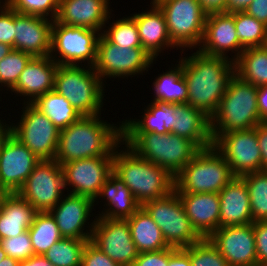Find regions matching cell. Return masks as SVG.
<instances>
[{"instance_id":"1","label":"cell","mask_w":267,"mask_h":266,"mask_svg":"<svg viewBox=\"0 0 267 266\" xmlns=\"http://www.w3.org/2000/svg\"><path fill=\"white\" fill-rule=\"evenodd\" d=\"M180 53L188 91L187 104L211 118L235 75L234 62L222 56L204 54L198 49L189 57L182 55V51Z\"/></svg>"},{"instance_id":"2","label":"cell","mask_w":267,"mask_h":266,"mask_svg":"<svg viewBox=\"0 0 267 266\" xmlns=\"http://www.w3.org/2000/svg\"><path fill=\"white\" fill-rule=\"evenodd\" d=\"M101 116H82L60 130L55 160L61 166L85 158L113 157L114 149L122 142V124H110Z\"/></svg>"},{"instance_id":"3","label":"cell","mask_w":267,"mask_h":266,"mask_svg":"<svg viewBox=\"0 0 267 266\" xmlns=\"http://www.w3.org/2000/svg\"><path fill=\"white\" fill-rule=\"evenodd\" d=\"M113 172L141 206L147 201L167 196L175 188V178L166 169L138 157L123 142L114 149Z\"/></svg>"},{"instance_id":"4","label":"cell","mask_w":267,"mask_h":266,"mask_svg":"<svg viewBox=\"0 0 267 266\" xmlns=\"http://www.w3.org/2000/svg\"><path fill=\"white\" fill-rule=\"evenodd\" d=\"M258 87L234 75L210 118L213 142L224 133L255 128L264 122L257 106Z\"/></svg>"},{"instance_id":"5","label":"cell","mask_w":267,"mask_h":266,"mask_svg":"<svg viewBox=\"0 0 267 266\" xmlns=\"http://www.w3.org/2000/svg\"><path fill=\"white\" fill-rule=\"evenodd\" d=\"M122 142L138 157L159 165L175 177L200 150L174 133H122Z\"/></svg>"},{"instance_id":"6","label":"cell","mask_w":267,"mask_h":266,"mask_svg":"<svg viewBox=\"0 0 267 266\" xmlns=\"http://www.w3.org/2000/svg\"><path fill=\"white\" fill-rule=\"evenodd\" d=\"M105 85L94 68L89 66L59 65L54 76V90L82 116L101 114L106 96Z\"/></svg>"},{"instance_id":"7","label":"cell","mask_w":267,"mask_h":266,"mask_svg":"<svg viewBox=\"0 0 267 266\" xmlns=\"http://www.w3.org/2000/svg\"><path fill=\"white\" fill-rule=\"evenodd\" d=\"M174 178L177 193H219L235 176L212 145L200 149Z\"/></svg>"},{"instance_id":"8","label":"cell","mask_w":267,"mask_h":266,"mask_svg":"<svg viewBox=\"0 0 267 266\" xmlns=\"http://www.w3.org/2000/svg\"><path fill=\"white\" fill-rule=\"evenodd\" d=\"M171 42L182 52L198 48L204 35L207 13L198 0H161ZM187 48V49H186Z\"/></svg>"},{"instance_id":"9","label":"cell","mask_w":267,"mask_h":266,"mask_svg":"<svg viewBox=\"0 0 267 266\" xmlns=\"http://www.w3.org/2000/svg\"><path fill=\"white\" fill-rule=\"evenodd\" d=\"M100 35L101 32L94 29L68 26L54 20L50 57L58 65L93 67Z\"/></svg>"},{"instance_id":"10","label":"cell","mask_w":267,"mask_h":266,"mask_svg":"<svg viewBox=\"0 0 267 266\" xmlns=\"http://www.w3.org/2000/svg\"><path fill=\"white\" fill-rule=\"evenodd\" d=\"M142 207L161 229L169 247L184 249L202 239L192 227L175 190L163 198L145 202Z\"/></svg>"},{"instance_id":"11","label":"cell","mask_w":267,"mask_h":266,"mask_svg":"<svg viewBox=\"0 0 267 266\" xmlns=\"http://www.w3.org/2000/svg\"><path fill=\"white\" fill-rule=\"evenodd\" d=\"M18 122L9 123L10 133L40 160H54L59 130L32 103H25Z\"/></svg>"},{"instance_id":"12","label":"cell","mask_w":267,"mask_h":266,"mask_svg":"<svg viewBox=\"0 0 267 266\" xmlns=\"http://www.w3.org/2000/svg\"><path fill=\"white\" fill-rule=\"evenodd\" d=\"M154 63L156 60L143 48L118 47L101 33L97 43V59L93 68L101 81L106 83L107 78L118 77L128 80L129 76L143 75V72L146 74Z\"/></svg>"},{"instance_id":"13","label":"cell","mask_w":267,"mask_h":266,"mask_svg":"<svg viewBox=\"0 0 267 266\" xmlns=\"http://www.w3.org/2000/svg\"><path fill=\"white\" fill-rule=\"evenodd\" d=\"M62 166L54 160H41L17 192L38 212H49L64 196Z\"/></svg>"},{"instance_id":"14","label":"cell","mask_w":267,"mask_h":266,"mask_svg":"<svg viewBox=\"0 0 267 266\" xmlns=\"http://www.w3.org/2000/svg\"><path fill=\"white\" fill-rule=\"evenodd\" d=\"M213 146L223 155L235 177L262 171L256 127L221 134Z\"/></svg>"},{"instance_id":"15","label":"cell","mask_w":267,"mask_h":266,"mask_svg":"<svg viewBox=\"0 0 267 266\" xmlns=\"http://www.w3.org/2000/svg\"><path fill=\"white\" fill-rule=\"evenodd\" d=\"M62 170L64 187L69 194L84 196L96 201L101 187L113 171V157L74 160L63 164Z\"/></svg>"},{"instance_id":"16","label":"cell","mask_w":267,"mask_h":266,"mask_svg":"<svg viewBox=\"0 0 267 266\" xmlns=\"http://www.w3.org/2000/svg\"><path fill=\"white\" fill-rule=\"evenodd\" d=\"M91 242L121 266H132L139 254L127 220L96 217Z\"/></svg>"},{"instance_id":"17","label":"cell","mask_w":267,"mask_h":266,"mask_svg":"<svg viewBox=\"0 0 267 266\" xmlns=\"http://www.w3.org/2000/svg\"><path fill=\"white\" fill-rule=\"evenodd\" d=\"M41 160L9 133L0 148V189L17 193Z\"/></svg>"},{"instance_id":"18","label":"cell","mask_w":267,"mask_h":266,"mask_svg":"<svg viewBox=\"0 0 267 266\" xmlns=\"http://www.w3.org/2000/svg\"><path fill=\"white\" fill-rule=\"evenodd\" d=\"M65 195L49 211L55 219L62 237L91 241L96 216L93 221L90 220V217L94 216L92 211L96 205L95 202L80 195L69 193Z\"/></svg>"},{"instance_id":"19","label":"cell","mask_w":267,"mask_h":266,"mask_svg":"<svg viewBox=\"0 0 267 266\" xmlns=\"http://www.w3.org/2000/svg\"><path fill=\"white\" fill-rule=\"evenodd\" d=\"M208 239L230 266H258L253 223L218 228Z\"/></svg>"},{"instance_id":"20","label":"cell","mask_w":267,"mask_h":266,"mask_svg":"<svg viewBox=\"0 0 267 266\" xmlns=\"http://www.w3.org/2000/svg\"><path fill=\"white\" fill-rule=\"evenodd\" d=\"M198 50L210 56H222L233 62L245 50L239 43L234 12L207 14L204 35ZM233 52L231 58L227 53Z\"/></svg>"},{"instance_id":"21","label":"cell","mask_w":267,"mask_h":266,"mask_svg":"<svg viewBox=\"0 0 267 266\" xmlns=\"http://www.w3.org/2000/svg\"><path fill=\"white\" fill-rule=\"evenodd\" d=\"M54 20L15 11L14 49L32 57L50 56Z\"/></svg>"},{"instance_id":"22","label":"cell","mask_w":267,"mask_h":266,"mask_svg":"<svg viewBox=\"0 0 267 266\" xmlns=\"http://www.w3.org/2000/svg\"><path fill=\"white\" fill-rule=\"evenodd\" d=\"M110 0H59L56 21L103 32L113 15Z\"/></svg>"},{"instance_id":"23","label":"cell","mask_w":267,"mask_h":266,"mask_svg":"<svg viewBox=\"0 0 267 266\" xmlns=\"http://www.w3.org/2000/svg\"><path fill=\"white\" fill-rule=\"evenodd\" d=\"M58 66L50 56L32 57L10 90L11 93H15V97L23 96L22 104L34 102L38 97L54 90V76Z\"/></svg>"},{"instance_id":"24","label":"cell","mask_w":267,"mask_h":266,"mask_svg":"<svg viewBox=\"0 0 267 266\" xmlns=\"http://www.w3.org/2000/svg\"><path fill=\"white\" fill-rule=\"evenodd\" d=\"M192 227L202 238L220 228L218 193H178Z\"/></svg>"},{"instance_id":"25","label":"cell","mask_w":267,"mask_h":266,"mask_svg":"<svg viewBox=\"0 0 267 266\" xmlns=\"http://www.w3.org/2000/svg\"><path fill=\"white\" fill-rule=\"evenodd\" d=\"M149 6L146 12L134 13L142 48L154 59L163 51L177 48L170 40L165 16L156 4Z\"/></svg>"},{"instance_id":"26","label":"cell","mask_w":267,"mask_h":266,"mask_svg":"<svg viewBox=\"0 0 267 266\" xmlns=\"http://www.w3.org/2000/svg\"><path fill=\"white\" fill-rule=\"evenodd\" d=\"M172 115V133L192 141L199 149L211 147L210 118L187 103L175 104Z\"/></svg>"},{"instance_id":"27","label":"cell","mask_w":267,"mask_h":266,"mask_svg":"<svg viewBox=\"0 0 267 266\" xmlns=\"http://www.w3.org/2000/svg\"><path fill=\"white\" fill-rule=\"evenodd\" d=\"M218 194L220 228L253 223L248 188L240 177L233 178Z\"/></svg>"},{"instance_id":"28","label":"cell","mask_w":267,"mask_h":266,"mask_svg":"<svg viewBox=\"0 0 267 266\" xmlns=\"http://www.w3.org/2000/svg\"><path fill=\"white\" fill-rule=\"evenodd\" d=\"M104 199L103 210L96 217L107 219H123L131 217L140 207V203L126 186V184L112 171L105 180L97 197Z\"/></svg>"},{"instance_id":"29","label":"cell","mask_w":267,"mask_h":266,"mask_svg":"<svg viewBox=\"0 0 267 266\" xmlns=\"http://www.w3.org/2000/svg\"><path fill=\"white\" fill-rule=\"evenodd\" d=\"M37 212L18 193H5L0 202V240L27 231Z\"/></svg>"},{"instance_id":"30","label":"cell","mask_w":267,"mask_h":266,"mask_svg":"<svg viewBox=\"0 0 267 266\" xmlns=\"http://www.w3.org/2000/svg\"><path fill=\"white\" fill-rule=\"evenodd\" d=\"M174 103L150 102L139 119L121 121L122 133H172V115Z\"/></svg>"},{"instance_id":"31","label":"cell","mask_w":267,"mask_h":266,"mask_svg":"<svg viewBox=\"0 0 267 266\" xmlns=\"http://www.w3.org/2000/svg\"><path fill=\"white\" fill-rule=\"evenodd\" d=\"M126 220L138 253L169 248L161 229L142 206Z\"/></svg>"},{"instance_id":"32","label":"cell","mask_w":267,"mask_h":266,"mask_svg":"<svg viewBox=\"0 0 267 266\" xmlns=\"http://www.w3.org/2000/svg\"><path fill=\"white\" fill-rule=\"evenodd\" d=\"M162 73L154 78L155 81L152 84L154 98L151 101L174 104L187 103L188 91L183 76L181 59H179L178 64L175 63V66L173 64L169 70Z\"/></svg>"},{"instance_id":"33","label":"cell","mask_w":267,"mask_h":266,"mask_svg":"<svg viewBox=\"0 0 267 266\" xmlns=\"http://www.w3.org/2000/svg\"><path fill=\"white\" fill-rule=\"evenodd\" d=\"M32 104L46 115L59 131L82 117L78 110L55 90L38 97Z\"/></svg>"},{"instance_id":"34","label":"cell","mask_w":267,"mask_h":266,"mask_svg":"<svg viewBox=\"0 0 267 266\" xmlns=\"http://www.w3.org/2000/svg\"><path fill=\"white\" fill-rule=\"evenodd\" d=\"M235 75L255 87L267 85V51L247 48L234 61Z\"/></svg>"},{"instance_id":"35","label":"cell","mask_w":267,"mask_h":266,"mask_svg":"<svg viewBox=\"0 0 267 266\" xmlns=\"http://www.w3.org/2000/svg\"><path fill=\"white\" fill-rule=\"evenodd\" d=\"M35 255H43L63 237L50 212H37L34 221L28 229Z\"/></svg>"},{"instance_id":"36","label":"cell","mask_w":267,"mask_h":266,"mask_svg":"<svg viewBox=\"0 0 267 266\" xmlns=\"http://www.w3.org/2000/svg\"><path fill=\"white\" fill-rule=\"evenodd\" d=\"M234 23L237 38L244 49L263 46L267 25L245 11H234Z\"/></svg>"},{"instance_id":"37","label":"cell","mask_w":267,"mask_h":266,"mask_svg":"<svg viewBox=\"0 0 267 266\" xmlns=\"http://www.w3.org/2000/svg\"><path fill=\"white\" fill-rule=\"evenodd\" d=\"M240 178L248 188L253 222L267 221V172L247 173Z\"/></svg>"},{"instance_id":"38","label":"cell","mask_w":267,"mask_h":266,"mask_svg":"<svg viewBox=\"0 0 267 266\" xmlns=\"http://www.w3.org/2000/svg\"><path fill=\"white\" fill-rule=\"evenodd\" d=\"M88 241L62 238L43 254L54 266H81L84 247Z\"/></svg>"},{"instance_id":"39","label":"cell","mask_w":267,"mask_h":266,"mask_svg":"<svg viewBox=\"0 0 267 266\" xmlns=\"http://www.w3.org/2000/svg\"><path fill=\"white\" fill-rule=\"evenodd\" d=\"M109 26H104L102 34L118 47L142 48L138 28L132 16L112 20Z\"/></svg>"},{"instance_id":"40","label":"cell","mask_w":267,"mask_h":266,"mask_svg":"<svg viewBox=\"0 0 267 266\" xmlns=\"http://www.w3.org/2000/svg\"><path fill=\"white\" fill-rule=\"evenodd\" d=\"M32 56L19 50L13 49L8 55L0 60V88L6 87L11 90L19 79L26 64ZM5 88L0 89V91Z\"/></svg>"},{"instance_id":"41","label":"cell","mask_w":267,"mask_h":266,"mask_svg":"<svg viewBox=\"0 0 267 266\" xmlns=\"http://www.w3.org/2000/svg\"><path fill=\"white\" fill-rule=\"evenodd\" d=\"M192 266H230L208 238L184 248Z\"/></svg>"},{"instance_id":"42","label":"cell","mask_w":267,"mask_h":266,"mask_svg":"<svg viewBox=\"0 0 267 266\" xmlns=\"http://www.w3.org/2000/svg\"><path fill=\"white\" fill-rule=\"evenodd\" d=\"M17 13L44 17L55 20L59 0H4Z\"/></svg>"},{"instance_id":"43","label":"cell","mask_w":267,"mask_h":266,"mask_svg":"<svg viewBox=\"0 0 267 266\" xmlns=\"http://www.w3.org/2000/svg\"><path fill=\"white\" fill-rule=\"evenodd\" d=\"M0 245L7 256L18 261L29 259L35 255L28 230L18 236L1 239Z\"/></svg>"},{"instance_id":"44","label":"cell","mask_w":267,"mask_h":266,"mask_svg":"<svg viewBox=\"0 0 267 266\" xmlns=\"http://www.w3.org/2000/svg\"><path fill=\"white\" fill-rule=\"evenodd\" d=\"M15 39V10L5 1L0 5V43L12 46Z\"/></svg>"},{"instance_id":"45","label":"cell","mask_w":267,"mask_h":266,"mask_svg":"<svg viewBox=\"0 0 267 266\" xmlns=\"http://www.w3.org/2000/svg\"><path fill=\"white\" fill-rule=\"evenodd\" d=\"M81 266H121L114 262L107 254L102 252L91 241L84 247L81 259Z\"/></svg>"},{"instance_id":"46","label":"cell","mask_w":267,"mask_h":266,"mask_svg":"<svg viewBox=\"0 0 267 266\" xmlns=\"http://www.w3.org/2000/svg\"><path fill=\"white\" fill-rule=\"evenodd\" d=\"M176 248L139 253L132 266H168L169 257L176 251Z\"/></svg>"},{"instance_id":"47","label":"cell","mask_w":267,"mask_h":266,"mask_svg":"<svg viewBox=\"0 0 267 266\" xmlns=\"http://www.w3.org/2000/svg\"><path fill=\"white\" fill-rule=\"evenodd\" d=\"M258 266H267V221L253 222Z\"/></svg>"},{"instance_id":"48","label":"cell","mask_w":267,"mask_h":266,"mask_svg":"<svg viewBox=\"0 0 267 266\" xmlns=\"http://www.w3.org/2000/svg\"><path fill=\"white\" fill-rule=\"evenodd\" d=\"M256 135L261 151L262 171L267 172V121L256 126Z\"/></svg>"},{"instance_id":"49","label":"cell","mask_w":267,"mask_h":266,"mask_svg":"<svg viewBox=\"0 0 267 266\" xmlns=\"http://www.w3.org/2000/svg\"><path fill=\"white\" fill-rule=\"evenodd\" d=\"M244 11L267 25V0H253Z\"/></svg>"},{"instance_id":"50","label":"cell","mask_w":267,"mask_h":266,"mask_svg":"<svg viewBox=\"0 0 267 266\" xmlns=\"http://www.w3.org/2000/svg\"><path fill=\"white\" fill-rule=\"evenodd\" d=\"M207 14L227 12L228 0H198Z\"/></svg>"},{"instance_id":"51","label":"cell","mask_w":267,"mask_h":266,"mask_svg":"<svg viewBox=\"0 0 267 266\" xmlns=\"http://www.w3.org/2000/svg\"><path fill=\"white\" fill-rule=\"evenodd\" d=\"M168 266H192L189 254L184 249H177L169 257Z\"/></svg>"},{"instance_id":"52","label":"cell","mask_w":267,"mask_h":266,"mask_svg":"<svg viewBox=\"0 0 267 266\" xmlns=\"http://www.w3.org/2000/svg\"><path fill=\"white\" fill-rule=\"evenodd\" d=\"M257 106L263 121H267V85L258 87Z\"/></svg>"},{"instance_id":"53","label":"cell","mask_w":267,"mask_h":266,"mask_svg":"<svg viewBox=\"0 0 267 266\" xmlns=\"http://www.w3.org/2000/svg\"><path fill=\"white\" fill-rule=\"evenodd\" d=\"M19 266H54L44 255H34L29 259L19 261Z\"/></svg>"},{"instance_id":"54","label":"cell","mask_w":267,"mask_h":266,"mask_svg":"<svg viewBox=\"0 0 267 266\" xmlns=\"http://www.w3.org/2000/svg\"><path fill=\"white\" fill-rule=\"evenodd\" d=\"M253 0H228L227 12L244 11Z\"/></svg>"},{"instance_id":"55","label":"cell","mask_w":267,"mask_h":266,"mask_svg":"<svg viewBox=\"0 0 267 266\" xmlns=\"http://www.w3.org/2000/svg\"><path fill=\"white\" fill-rule=\"evenodd\" d=\"M6 123L1 118V120H0V148H1V145H2L5 137L10 133V126H9L8 122H6Z\"/></svg>"},{"instance_id":"56","label":"cell","mask_w":267,"mask_h":266,"mask_svg":"<svg viewBox=\"0 0 267 266\" xmlns=\"http://www.w3.org/2000/svg\"><path fill=\"white\" fill-rule=\"evenodd\" d=\"M0 266H19V261L6 256L5 258H3V260H1Z\"/></svg>"},{"instance_id":"57","label":"cell","mask_w":267,"mask_h":266,"mask_svg":"<svg viewBox=\"0 0 267 266\" xmlns=\"http://www.w3.org/2000/svg\"><path fill=\"white\" fill-rule=\"evenodd\" d=\"M13 50L12 46L0 43V60Z\"/></svg>"},{"instance_id":"58","label":"cell","mask_w":267,"mask_h":266,"mask_svg":"<svg viewBox=\"0 0 267 266\" xmlns=\"http://www.w3.org/2000/svg\"><path fill=\"white\" fill-rule=\"evenodd\" d=\"M7 255H6V252L2 249L1 245H0V262L1 260H3V258H5Z\"/></svg>"},{"instance_id":"59","label":"cell","mask_w":267,"mask_h":266,"mask_svg":"<svg viewBox=\"0 0 267 266\" xmlns=\"http://www.w3.org/2000/svg\"><path fill=\"white\" fill-rule=\"evenodd\" d=\"M262 48L265 49V50L267 51V36H266V38L264 39V43H263Z\"/></svg>"},{"instance_id":"60","label":"cell","mask_w":267,"mask_h":266,"mask_svg":"<svg viewBox=\"0 0 267 266\" xmlns=\"http://www.w3.org/2000/svg\"><path fill=\"white\" fill-rule=\"evenodd\" d=\"M4 194L5 193L0 189V202H1V199H2V197H3Z\"/></svg>"}]
</instances>
